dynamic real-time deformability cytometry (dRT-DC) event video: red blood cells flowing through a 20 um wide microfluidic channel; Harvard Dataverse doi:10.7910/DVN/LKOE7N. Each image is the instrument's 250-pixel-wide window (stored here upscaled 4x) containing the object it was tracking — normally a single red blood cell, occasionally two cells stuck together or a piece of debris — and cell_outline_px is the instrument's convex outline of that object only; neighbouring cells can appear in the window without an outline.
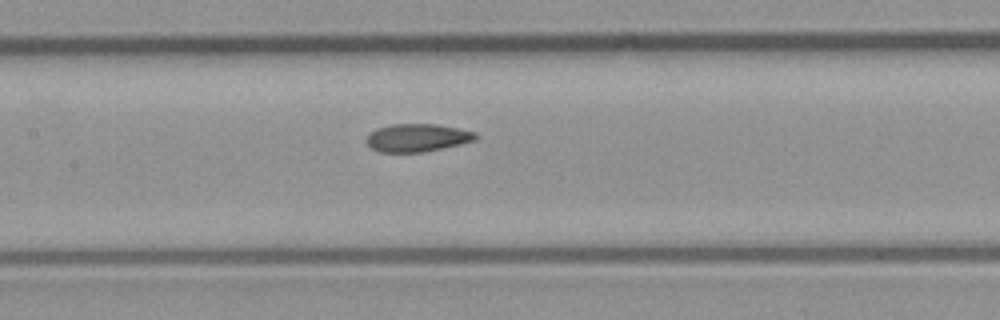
{"species": "common noctule bat (a hibernating species)", "species_latin": "Nyctalus noctula", "temperature_condition": "room temperature", "stored_images_in_passage": 8, "camera_frame_rate_fps": 3000, "um_per_image_px": 0.085, "animal": {"sex": "male", "body_mass_g": 23.1, "forearm_length_mm": 52.7}, "frame": {"image": 1, "passage_image": 8, "time_ms": 2.333, "image_size_px": [1000, 320], "cell_outline_px": [[476, 140], [460, 144], [420, 152], [380, 152], [372, 148], [368, 144], [368, 136], [376, 128], [392, 124], [436, 124], [476, 132]], "centroid_in_image_um": [35.47, 11.7], "position_along_channel_um": 171.9, "area_um2": 17.4}}